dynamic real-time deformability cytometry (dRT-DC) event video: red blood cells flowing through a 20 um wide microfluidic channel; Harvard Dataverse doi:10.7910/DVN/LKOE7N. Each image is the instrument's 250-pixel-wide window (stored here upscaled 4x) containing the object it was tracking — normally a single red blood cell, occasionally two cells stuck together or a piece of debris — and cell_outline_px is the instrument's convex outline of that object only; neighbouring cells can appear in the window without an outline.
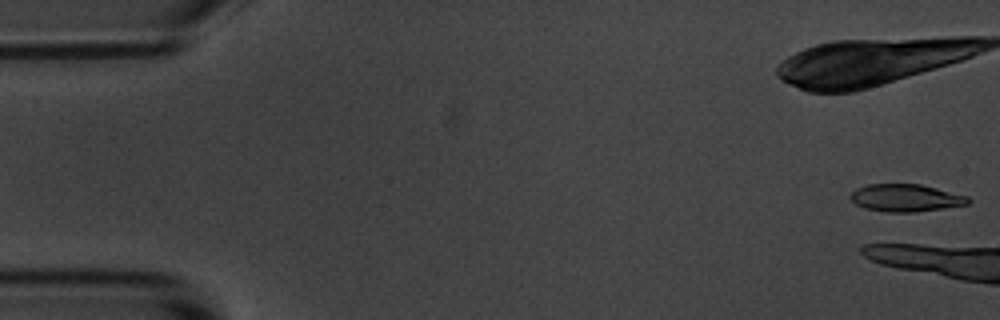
{"species": "common noctule bat (a hibernating species)", "species_latin": "Nyctalus noctula", "temperature_condition": "room temperature", "stored_images_in_passage": 6, "camera_frame_rate_fps": 3000, "um_per_image_px": 0.085, "animal": {"sex": "male", "body_mass_g": 20.1, "forearm_length_mm": 53.5}, "frame": {"image": 1, "passage_image": 1, "time_ms": 0.0, "image_size_px": [1000, 320], "cell_outline_px": [[972, 200], [968, 204], [944, 208], [912, 212], [888, 212], [864, 208], [856, 204], [848, 196], [856, 188], [868, 184], [920, 184], [968, 196]], "centroid_in_image_um": [76.98, 16.82], "position_along_channel_um": 8.0, "area_um2": 18.79}}